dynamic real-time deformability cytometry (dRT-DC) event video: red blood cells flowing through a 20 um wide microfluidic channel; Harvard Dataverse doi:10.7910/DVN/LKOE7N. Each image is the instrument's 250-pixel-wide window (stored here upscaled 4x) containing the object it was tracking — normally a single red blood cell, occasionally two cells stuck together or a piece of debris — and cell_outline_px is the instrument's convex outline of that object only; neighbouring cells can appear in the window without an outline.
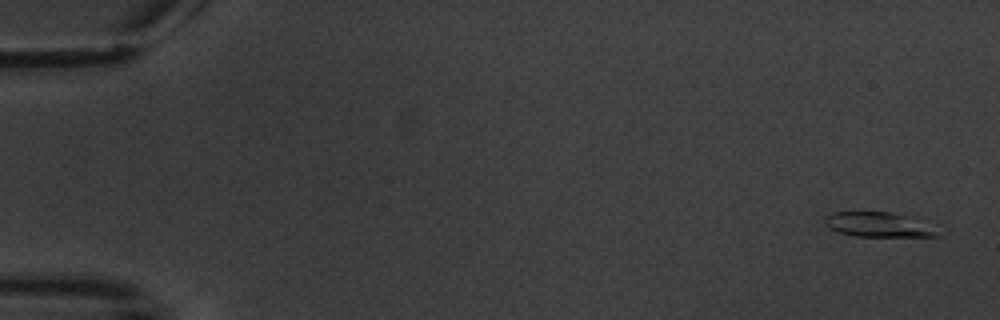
{"species": "common noctule bat (a hibernating species)", "species_latin": "Nyctalus noctula", "temperature_condition": "warm", "stored_images_in_passage": 10, "camera_frame_rate_fps": 3000, "um_per_image_px": 0.085, "animal": {"sex": "male", "body_mass_g": 20.1, "forearm_length_mm": 53.5}, "frame": {"image": 1, "passage_image": 1, "time_ms": 0.0, "image_size_px": [1000, 320], "cell_outline_px": [[940, 236], [856, 236], [840, 232], [828, 228], [824, 224], [824, 220], [832, 212], [892, 212], [912, 216]], "centroid_in_image_um": [74.55, 19.08], "position_along_channel_um": 10.5, "area_um2": 15.72}}
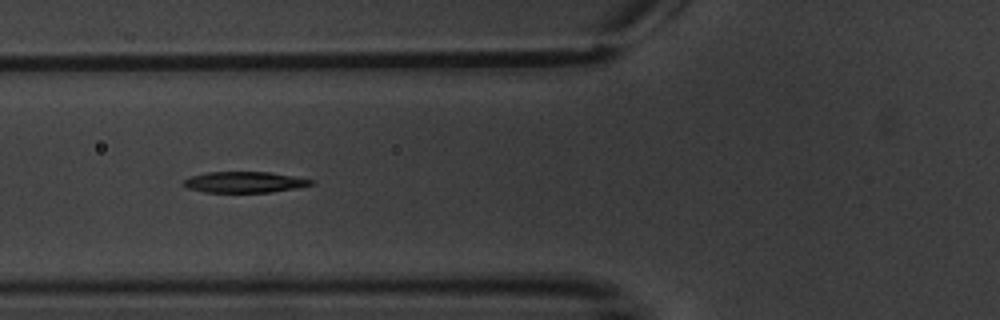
{"frame": {"image": 2, "passage_image": 7, "time_ms": 7.0, "image_size_px": [1000, 320], "cell_outline_px": [[316, 180], [312, 184], [296, 188], [268, 192], [204, 192], [188, 188], [180, 184], [184, 180], [192, 176], [208, 172], [268, 172]], "centroid_in_image_um": [20.75, 15.48], "position_along_channel_um": 105.0, "area_um2": 15.43}}
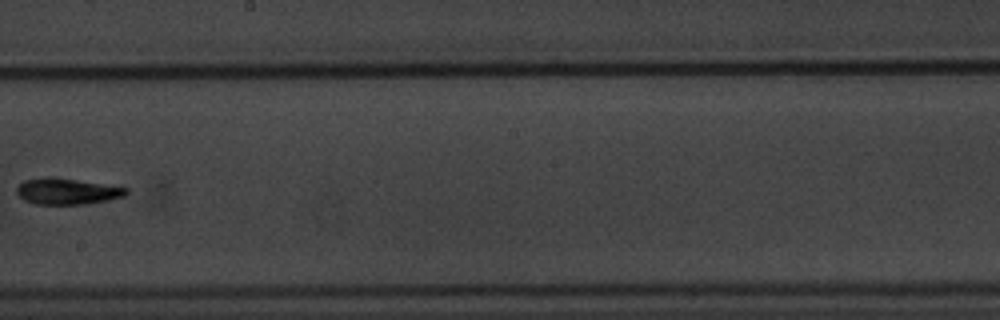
{"frame": {"image": 3, "passage_image": 10, "time_ms": 11.0, "image_size_px": [1000, 320], "cell_outline_px": [[128, 192], [124, 196], [108, 200], [84, 204], [36, 204], [24, 200], [16, 192], [16, 188], [24, 180], [76, 180], [128, 188]], "centroid_in_image_um": [5.74, 16.31], "position_along_channel_um": 242.5, "area_um2": 15.72}}